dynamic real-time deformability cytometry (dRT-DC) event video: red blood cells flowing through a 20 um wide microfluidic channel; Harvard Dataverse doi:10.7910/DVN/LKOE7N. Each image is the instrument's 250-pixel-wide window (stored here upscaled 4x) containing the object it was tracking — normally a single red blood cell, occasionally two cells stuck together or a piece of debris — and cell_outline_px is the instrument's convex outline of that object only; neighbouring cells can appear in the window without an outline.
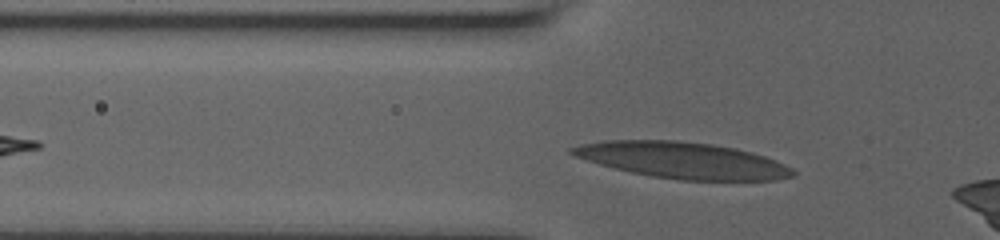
{"species": "human", "species_latin": "Homo sapiens", "temperature_condition": "room temperature", "stored_images_in_passage": 6, "camera_frame_rate_fps": 3000, "um_per_image_px": 0.085, "donor": {"sex": "male"}, "frame": {"image": 1, "passage_image": 2, "time_ms": 0.333, "image_size_px": [1000, 240], "cell_outline_px": [[796, 176], [776, 180], [680, 180], [652, 176], [632, 172], [600, 164], [572, 156], [568, 152], [568, 148], [580, 144], [604, 140], [676, 140], [712, 144], [736, 148], [752, 152], [776, 160], [792, 168], [796, 172]], "centroid_in_image_um": [58.02, 13.61], "position_along_channel_um": 67.8, "area_um2": 46.76}}
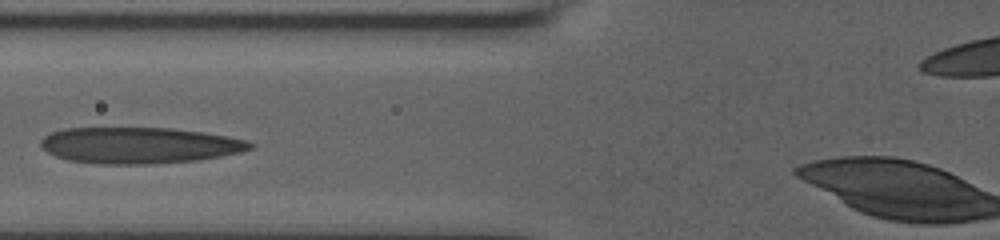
{"frame": {"image": 2, "passage_image": 4, "time_ms": 1.667, "image_size_px": [1000, 240], "cell_outline_px": [[256, 144], [252, 148], [240, 152], [220, 156], [196, 160], [152, 164], [96, 164], [68, 160], [56, 156], [40, 148], [40, 140], [44, 136], [52, 132], [64, 128], [172, 128], [200, 132], [248, 140]], "centroid_in_image_um": [11.8, 12.36], "position_along_channel_um": 114.0, "area_um2": 44.22}}
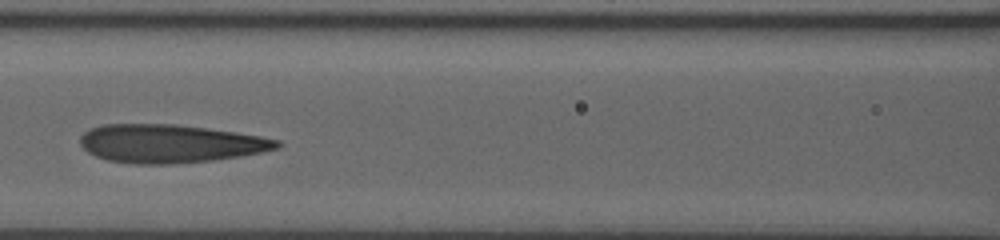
{"frame": {"image": 3, "passage_image": 5, "time_ms": 2.667, "image_size_px": [1000, 240], "cell_outline_px": [[284, 144], [280, 148], [264, 152], [240, 156], [212, 160], [172, 164], [136, 164], [108, 160], [96, 156], [88, 152], [80, 144], [80, 136], [84, 132], [92, 128], [104, 124], [176, 124], [208, 128], [236, 132], [260, 136], [280, 140]], "centroid_in_image_um": [14.5, 12.2], "position_along_channel_um": 152.1, "area_um2": 44.1}}